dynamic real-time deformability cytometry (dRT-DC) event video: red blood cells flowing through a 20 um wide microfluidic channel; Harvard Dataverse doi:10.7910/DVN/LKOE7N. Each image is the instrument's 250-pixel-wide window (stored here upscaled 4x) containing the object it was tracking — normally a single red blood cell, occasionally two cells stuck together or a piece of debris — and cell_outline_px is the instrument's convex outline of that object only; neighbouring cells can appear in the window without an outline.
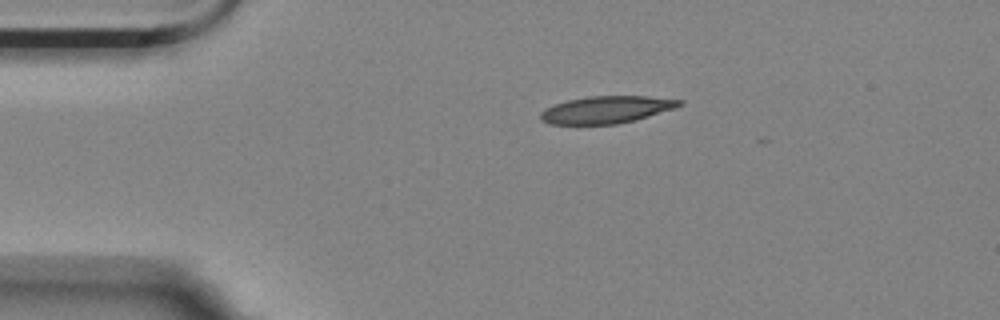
{"species": "Egyptian fruit bat (a non-hibernating species)", "species_latin": "Rousettus aegyptiacus", "temperature_condition": "room temperature", "stored_images_in_passage": 6, "camera_frame_rate_fps": 3000, "um_per_image_px": 0.085, "animal": {"sex": "female"}, "frame": {"image": 1, "passage_image": 1, "time_ms": 0.0, "image_size_px": [1000, 320], "cell_outline_px": [[684, 104], [636, 120], [616, 124], [548, 124], [540, 120], [540, 112], [544, 108], [568, 100], [588, 96], [648, 96], [684, 100]], "centroid_in_image_um": [51.51, 9.32], "position_along_channel_um": 33.5, "area_um2": 21.96}}
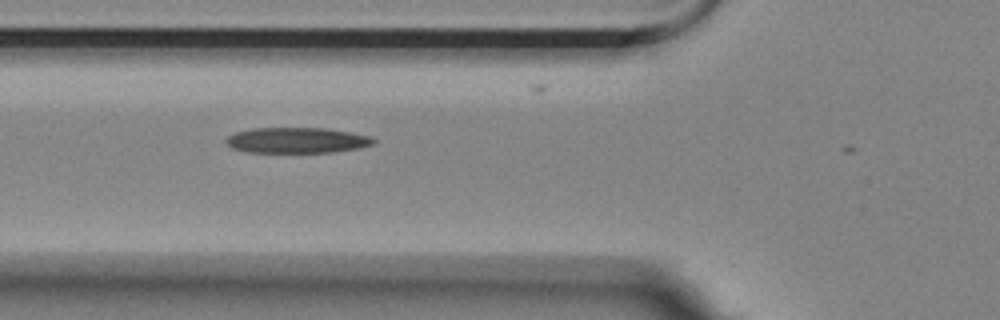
{"frame": {"image": 2, "passage_image": 3, "time_ms": 0.667, "image_size_px": [1000, 320], "cell_outline_px": [[376, 140], [372, 144], [360, 148], [332, 152], [248, 152], [232, 148], [224, 140], [228, 136], [236, 132], [252, 128], [324, 128], [348, 132], [368, 136]], "centroid_in_image_um": [25.2, 11.92], "position_along_channel_um": 100.6, "area_um2": 21.79}}
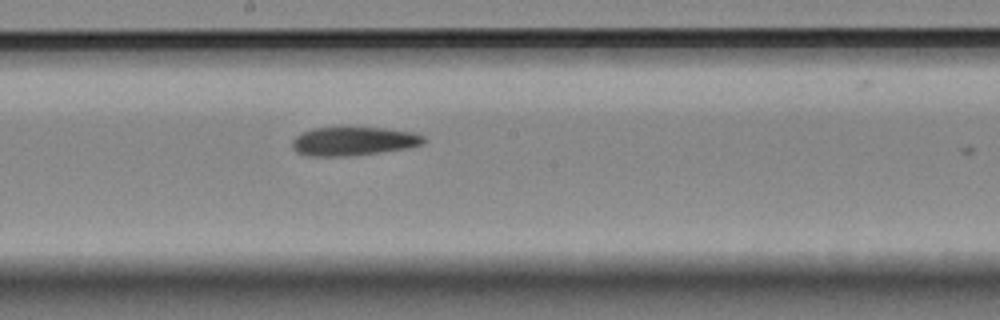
{"frame": {"image": 3, "passage_image": 6, "time_ms": 1.667, "image_size_px": [1000, 320], "cell_outline_px": [[424, 144], [408, 148], [380, 152], [348, 156], [308, 156], [296, 152], [292, 148], [292, 140], [300, 132], [312, 128], [340, 124], [384, 128], [412, 132], [424, 136]], "centroid_in_image_um": [29.98, 11.95], "position_along_channel_um": 218.2, "area_um2": 23.0}}